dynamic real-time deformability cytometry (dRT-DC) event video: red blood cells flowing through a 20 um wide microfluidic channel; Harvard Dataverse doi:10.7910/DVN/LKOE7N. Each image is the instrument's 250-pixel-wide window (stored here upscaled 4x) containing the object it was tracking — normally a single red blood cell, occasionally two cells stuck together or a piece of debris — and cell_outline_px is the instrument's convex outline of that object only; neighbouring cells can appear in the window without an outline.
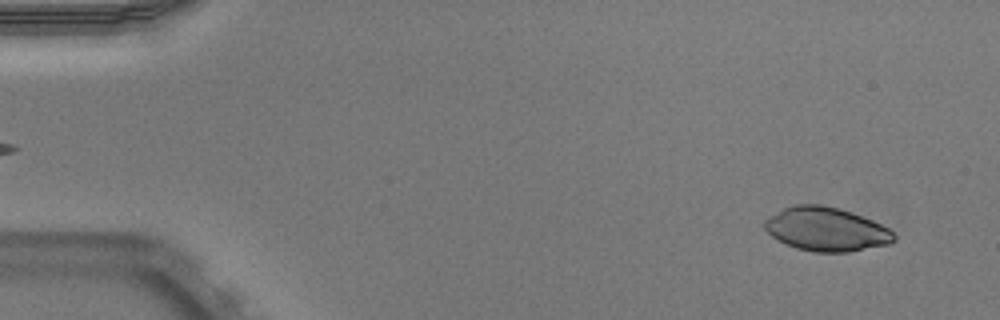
{"species": "Egyptian fruit bat (a non-hibernating species)", "species_latin": "Rousettus aegyptiacus", "temperature_condition": "warm", "stored_images_in_passage": 15, "camera_frame_rate_fps": 3000, "um_per_image_px": 0.085, "animal": {"sex": "male"}, "frame": {"image": 1, "passage_image": 3, "time_ms": 0.667, "image_size_px": [1000, 320], "cell_outline_px": [[896, 240], [888, 244], [848, 252], [812, 252], [796, 248], [772, 236], [764, 228], [764, 220], [784, 208], [796, 204], [820, 204], [840, 208], [872, 220], [888, 228], [896, 236]], "centroid_in_image_um": [70.24, 19.48], "position_along_channel_um": 14.8, "area_um2": 32.77}}